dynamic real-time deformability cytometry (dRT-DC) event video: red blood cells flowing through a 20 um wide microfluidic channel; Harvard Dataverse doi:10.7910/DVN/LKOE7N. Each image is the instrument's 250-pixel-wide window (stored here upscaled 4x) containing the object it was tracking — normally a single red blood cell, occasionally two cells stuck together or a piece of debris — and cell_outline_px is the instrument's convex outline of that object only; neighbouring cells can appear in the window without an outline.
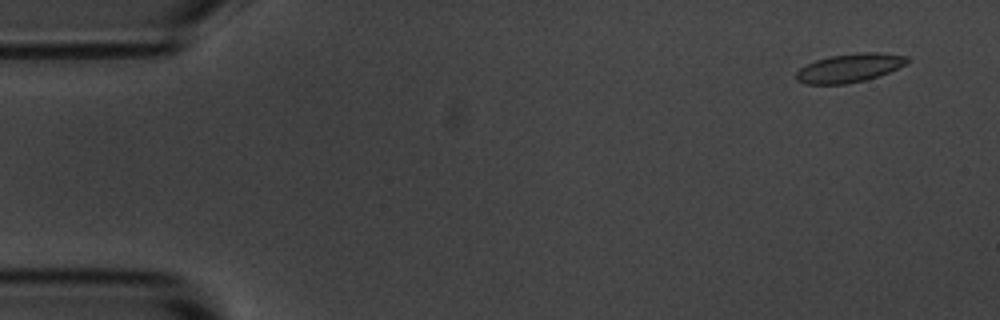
{"species": "common noctule bat (a hibernating species)", "species_latin": "Nyctalus noctula", "temperature_condition": "room temperature", "stored_images_in_passage": 56, "camera_frame_rate_fps": 3000, "um_per_image_px": 0.085, "animal": {"sex": "male", "body_mass_g": 20.1, "forearm_length_mm": 53.5}, "frame": {"image": 1, "passage_image": 4, "time_ms": 1.0, "image_size_px": [1000, 320], "cell_outline_px": [[908, 64], [888, 72], [864, 80], [848, 84], [804, 84], [796, 80], [796, 72], [800, 68], [816, 60], [828, 56], [860, 52], [876, 52], [908, 56]], "centroid_in_image_um": [72.2, 5.77], "position_along_channel_um": 12.8, "area_um2": 18.5}}
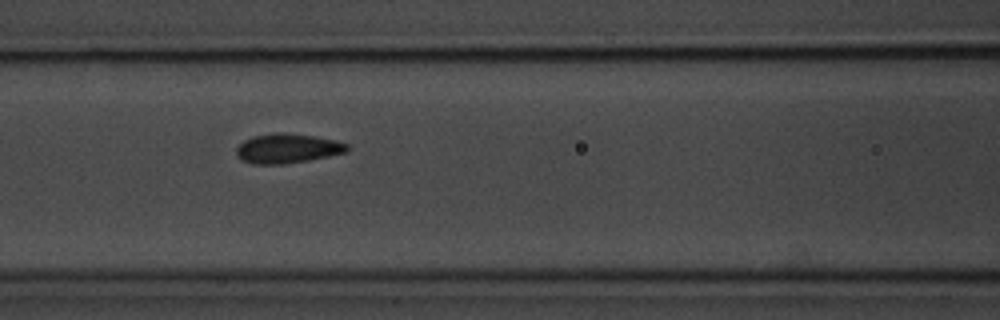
{"frame": {"image": 2, "passage_image": 24, "time_ms": 7.667, "image_size_px": [1000, 320], "cell_outline_px": [[348, 152], [308, 160], [284, 164], [252, 164], [236, 156], [236, 148], [244, 140], [252, 136], [276, 132], [280, 132], [312, 136], [336, 140], [348, 144]], "centroid_in_image_um": [24.42, 12.61], "position_along_channel_um": 142.2, "area_um2": 19.02}}
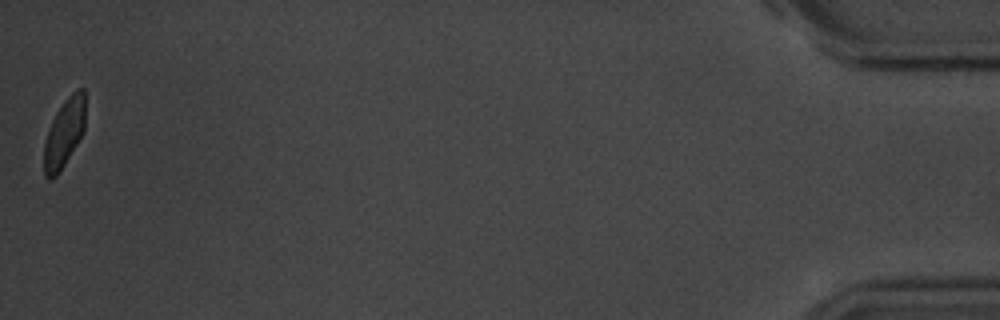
{"frame": {"image": 3, "passage_image": 56, "time_ms": 18.333, "image_size_px": [1000, 320], "cell_outline_px": [[84, 132], [60, 172], [56, 176], [48, 180], [44, 176], [44, 144], [52, 120], [56, 112], [64, 100], [76, 88], [84, 88]], "centroid_in_image_um": [5.46, 11.32], "position_along_channel_um": 429.7, "area_um2": 16.47}, "authors_computed_cell_mechanics": {"area_um2": 18.3804, "velocity_mm_per_s": 3.5977, "shape_relaxation_time_tau1_ms": 3.4292, "shape_relaxation_time_tau2_ms": null, "deformation_change_tau1": 0.1009, "deformation_change_tau2": null}}